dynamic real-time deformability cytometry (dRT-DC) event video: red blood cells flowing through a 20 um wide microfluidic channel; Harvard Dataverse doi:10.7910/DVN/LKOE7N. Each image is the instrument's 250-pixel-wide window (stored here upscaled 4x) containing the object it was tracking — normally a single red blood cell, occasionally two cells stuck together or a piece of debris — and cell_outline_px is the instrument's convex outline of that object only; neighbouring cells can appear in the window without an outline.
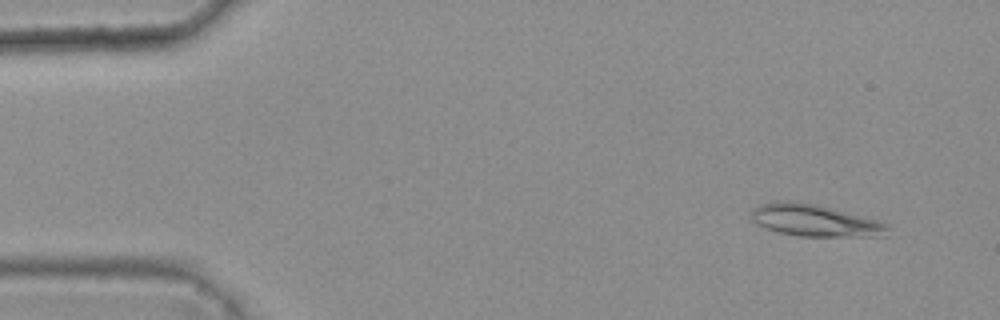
{"species": "common noctule bat (a hibernating species)", "species_latin": "Nyctalus noctula", "temperature_condition": "warm", "stored_images_in_passage": 45, "camera_frame_rate_fps": 3000, "um_per_image_px": 0.085, "animal": {"sex": "female", "body_mass_g": 25.1}, "frame": {"image": 1, "passage_image": 4, "time_ms": 1.0, "image_size_px": [1000, 320], "cell_outline_px": [[892, 228], [888, 236], [800, 236], [780, 232], [756, 224], [752, 220], [752, 208], [760, 204], [772, 200], [796, 200], [816, 204], [876, 220], [888, 224]], "centroid_in_image_um": [69.27, 18.72], "position_along_channel_um": 15.7, "area_um2": 25.55}}
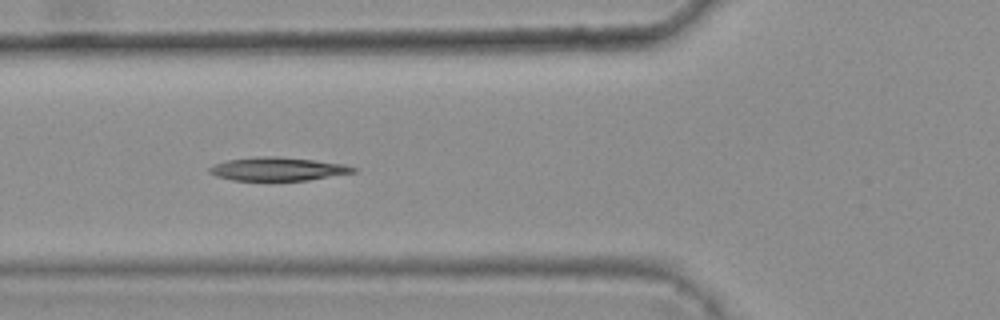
{"frame": {"image": 2, "passage_image": 19, "time_ms": 6.0, "image_size_px": [1000, 320], "cell_outline_px": [[356, 172], [308, 180], [232, 180], [216, 176], [208, 172], [208, 168], [216, 164], [228, 160], [260, 156], [276, 156], [312, 160], [344, 164], [356, 168]], "centroid_in_image_um": [23.6, 14.36], "position_along_channel_um": 102.2, "area_um2": 19.36}}
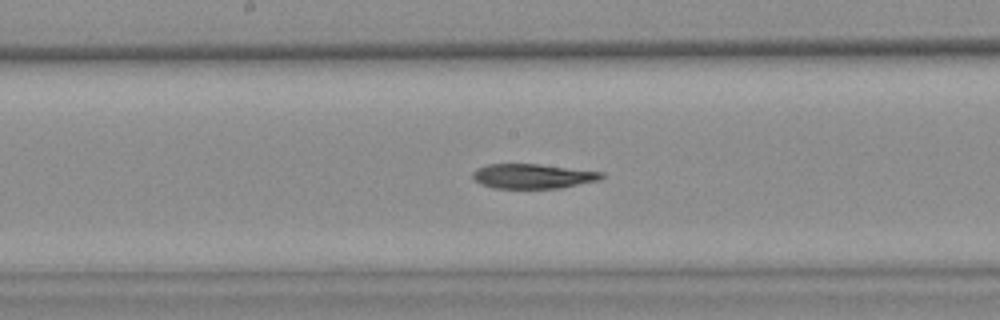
{"frame": {"image": 3, "passage_image": 27, "time_ms": 8.667, "image_size_px": [1000, 320], "cell_outline_px": [[604, 176], [600, 180], [560, 188], [496, 188], [480, 184], [472, 176], [472, 172], [476, 168], [488, 164], [540, 164], [604, 172]], "centroid_in_image_um": [45.29, 14.97], "position_along_channel_um": 202.9, "area_um2": 18.55}}